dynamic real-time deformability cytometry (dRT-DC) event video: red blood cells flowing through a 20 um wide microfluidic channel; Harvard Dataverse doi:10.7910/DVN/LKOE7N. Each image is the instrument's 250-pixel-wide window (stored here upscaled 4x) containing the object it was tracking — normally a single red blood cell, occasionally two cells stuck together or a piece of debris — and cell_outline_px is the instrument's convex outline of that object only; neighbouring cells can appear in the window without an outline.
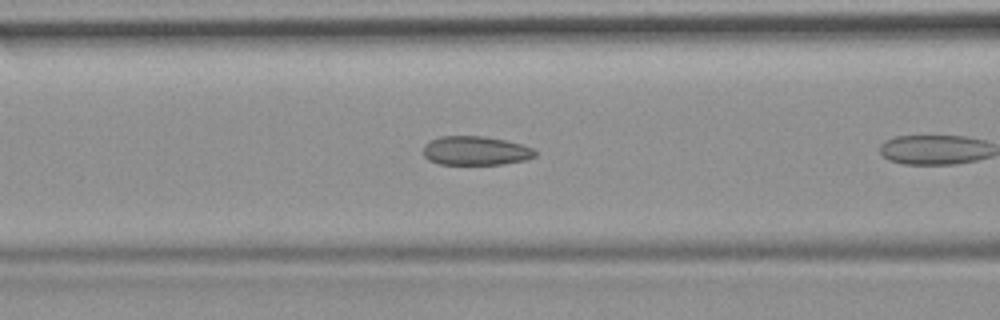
{"species": "common noctule bat (a hibernating species)", "species_latin": "Nyctalus noctula", "temperature_condition": "room temperature", "stored_images_in_passage": 9, "camera_frame_rate_fps": 3000, "um_per_image_px": 0.085, "animal": {"sex": "female", "body_mass_g": 19.9}, "frame": {"image": 1, "passage_image": 8, "time_ms": 2.333, "image_size_px": [1000, 320], "cell_outline_px": [[536, 156], [528, 160], [504, 164], [440, 164], [428, 160], [424, 156], [424, 144], [428, 140], [440, 136], [484, 136], [504, 140], [520, 144], [532, 148], [536, 152]], "centroid_in_image_um": [40.41, 12.81], "position_along_channel_um": 126.2, "area_um2": 19.02}}